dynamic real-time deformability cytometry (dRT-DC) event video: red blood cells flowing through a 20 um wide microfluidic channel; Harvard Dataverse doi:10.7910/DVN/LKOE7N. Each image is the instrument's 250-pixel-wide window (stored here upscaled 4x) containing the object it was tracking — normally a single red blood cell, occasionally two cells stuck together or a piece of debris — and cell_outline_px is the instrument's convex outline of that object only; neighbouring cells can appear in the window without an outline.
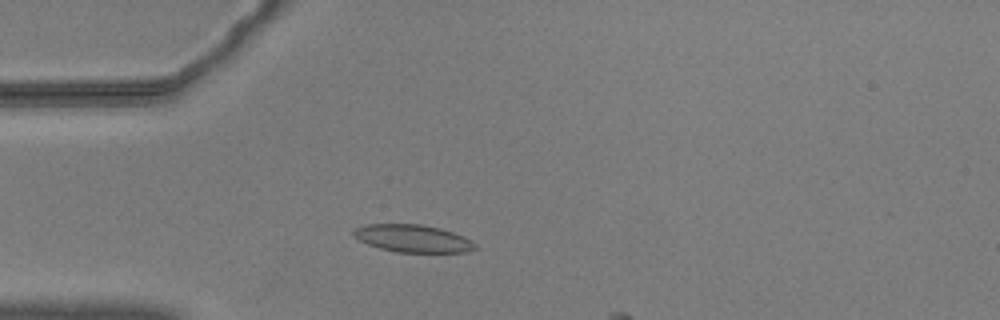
{"species": "common noctule bat (a hibernating species)", "species_latin": "Nyctalus noctula", "temperature_condition": "warm", "stored_images_in_passage": 14, "camera_frame_rate_fps": 3000, "um_per_image_px": 0.085, "animal": {"sex": "male", "body_mass_g": 20.5, "forearm_length_mm": 52.5}, "frame": {"image": 1, "passage_image": 10, "time_ms": 3.0, "image_size_px": [1000, 320], "cell_outline_px": [[480, 248], [468, 252], [396, 252], [380, 248], [368, 244], [352, 236], [352, 232], [356, 228], [364, 224], [420, 224], [440, 228], [464, 236], [476, 244]], "centroid_in_image_um": [35.11, 20.27], "position_along_channel_um": 49.9, "area_um2": 19.59}}